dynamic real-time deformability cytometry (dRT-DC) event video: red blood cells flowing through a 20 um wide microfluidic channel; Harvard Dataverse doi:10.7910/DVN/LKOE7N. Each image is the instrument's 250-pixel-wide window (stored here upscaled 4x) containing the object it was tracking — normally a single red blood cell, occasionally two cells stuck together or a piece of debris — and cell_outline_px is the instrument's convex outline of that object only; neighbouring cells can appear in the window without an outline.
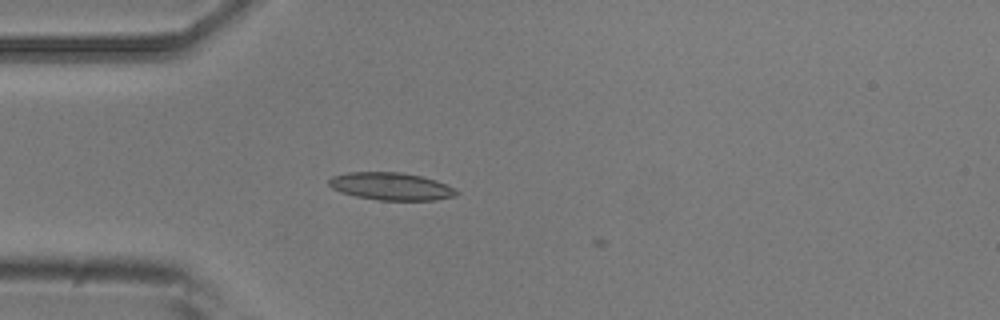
{"species": "common noctule bat (a hibernating species)", "species_latin": "Nyctalus noctula", "temperature_condition": "room temperature", "stored_images_in_passage": 6, "camera_frame_rate_fps": 3000, "um_per_image_px": 0.085, "animal": {"sex": "male", "body_mass_g": 20.5, "forearm_length_mm": 52.5}, "frame": {"image": 1, "passage_image": 2, "time_ms": 0.333, "image_size_px": [1000, 320], "cell_outline_px": [[460, 192], [456, 196], [436, 200], [380, 200], [356, 196], [340, 192], [332, 188], [328, 184], [328, 180], [332, 176], [348, 172], [400, 172], [420, 176], [436, 180], [456, 188]], "centroid_in_image_um": [33.26, 15.84], "position_along_channel_um": 51.7, "area_um2": 20.58}}
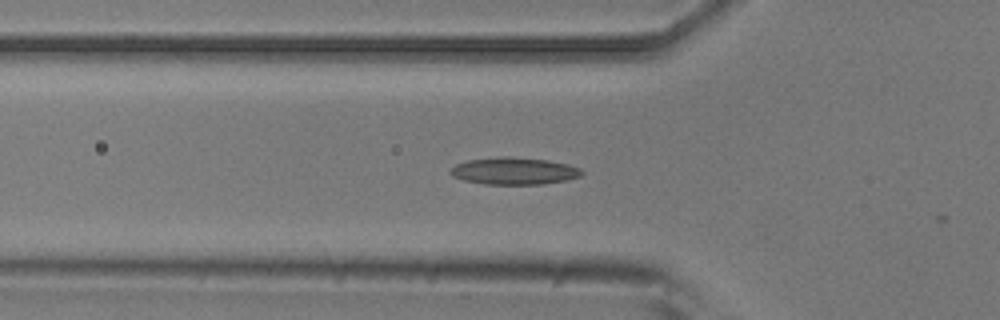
{"frame": {"image": 2, "passage_image": 5, "time_ms": 1.333, "image_size_px": [1000, 320], "cell_outline_px": [[584, 172], [580, 176], [564, 180], [544, 184], [484, 184], [464, 180], [452, 176], [448, 172], [456, 164], [468, 160], [504, 156], [508, 156], [548, 160], [568, 164], [580, 168]], "centroid_in_image_um": [43.69, 14.53], "position_along_channel_um": 82.1, "area_um2": 20.69}}